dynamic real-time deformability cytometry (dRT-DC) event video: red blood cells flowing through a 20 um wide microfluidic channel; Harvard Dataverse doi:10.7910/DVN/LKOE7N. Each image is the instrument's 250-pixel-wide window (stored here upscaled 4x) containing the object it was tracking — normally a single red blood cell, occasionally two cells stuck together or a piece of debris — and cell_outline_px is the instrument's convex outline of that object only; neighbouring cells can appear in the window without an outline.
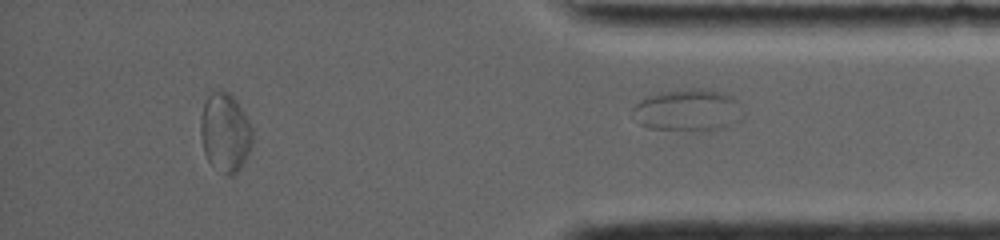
{"species": "common noctule bat (a hibernating species)", "species_latin": "Nyctalus noctula", "temperature_condition": "room temperature", "stored_images_in_passage": 52, "segment_of_instrument_passage": [2, 2], "camera_frame_rate_fps": 4000, "um_per_image_px": 0.085, "animal": {"sex": "female", "body_mass_g": 19.0, "forearm_length_mm": 56.7}, "frame": {"image": 1, "passage_image": 52, "time_ms": 14.75, "image_size_px": [1000, 240], "cell_outline_px": [[744, 116], [740, 120], [728, 128], [708, 132], [688, 132], [648, 128], [640, 124], [632, 112], [632, 108], [644, 96], [684, 88], [708, 88], [732, 96], [736, 100], [744, 112]], "centroid_in_image_um": [58.52, 9.4], "position_along_channel_um": 376.7, "area_um2": 28.09}}